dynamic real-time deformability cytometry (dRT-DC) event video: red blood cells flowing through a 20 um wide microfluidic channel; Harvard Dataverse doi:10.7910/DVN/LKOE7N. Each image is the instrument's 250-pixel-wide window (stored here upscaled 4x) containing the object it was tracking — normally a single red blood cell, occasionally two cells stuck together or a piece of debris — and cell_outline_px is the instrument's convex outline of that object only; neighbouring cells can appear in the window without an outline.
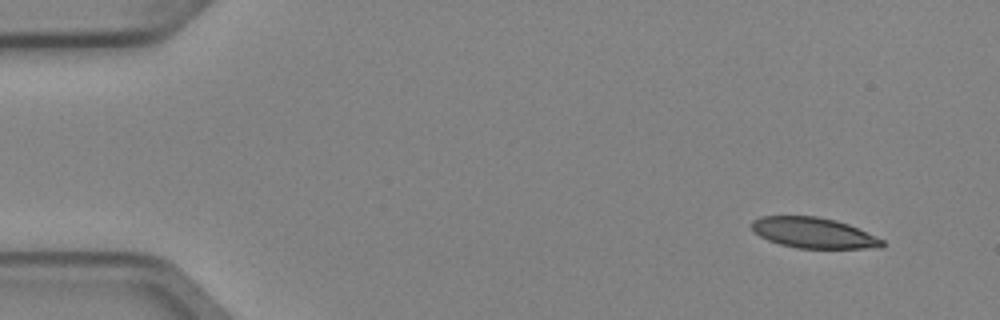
{"species": "Egyptian fruit bat (a non-hibernating species)", "species_latin": "Rousettus aegyptiacus", "temperature_condition": "cold", "stored_images_in_passage": 4, "camera_frame_rate_fps": 3000, "um_per_image_px": 0.085, "animal": {"sex": "female"}, "frame": {"image": 1, "passage_image": 1, "time_ms": 0.0, "image_size_px": [1000, 320], "cell_outline_px": [[884, 244], [880, 248], [796, 248], [780, 244], [768, 240], [760, 236], [752, 228], [752, 220], [760, 216], [816, 216], [836, 220], [848, 224], [876, 236], [884, 240]], "centroid_in_image_um": [69.16, 19.79], "position_along_channel_um": 15.8, "area_um2": 23.18}}
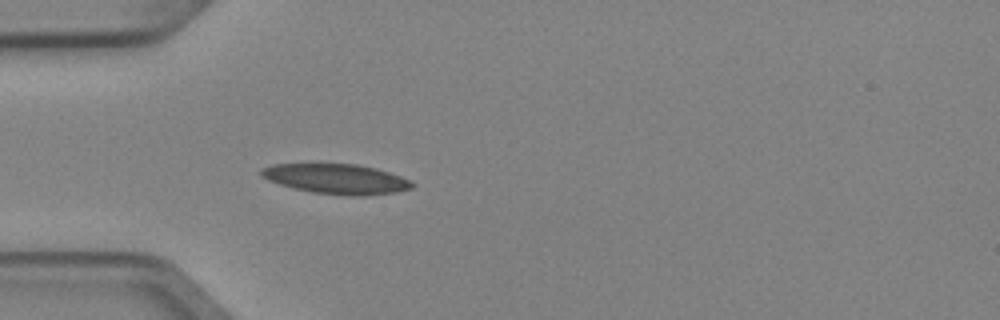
{"frame": {"image": 2, "passage_image": 4, "time_ms": 1.0, "image_size_px": [1000, 320], "cell_outline_px": [[416, 184], [412, 188], [396, 192], [360, 196], [352, 196], [312, 192], [280, 184], [268, 180], [260, 176], [260, 168], [272, 164], [356, 164], [376, 168], [412, 180]], "centroid_in_image_um": [28.61, 15.2], "position_along_channel_um": 56.4, "area_um2": 26.3}}